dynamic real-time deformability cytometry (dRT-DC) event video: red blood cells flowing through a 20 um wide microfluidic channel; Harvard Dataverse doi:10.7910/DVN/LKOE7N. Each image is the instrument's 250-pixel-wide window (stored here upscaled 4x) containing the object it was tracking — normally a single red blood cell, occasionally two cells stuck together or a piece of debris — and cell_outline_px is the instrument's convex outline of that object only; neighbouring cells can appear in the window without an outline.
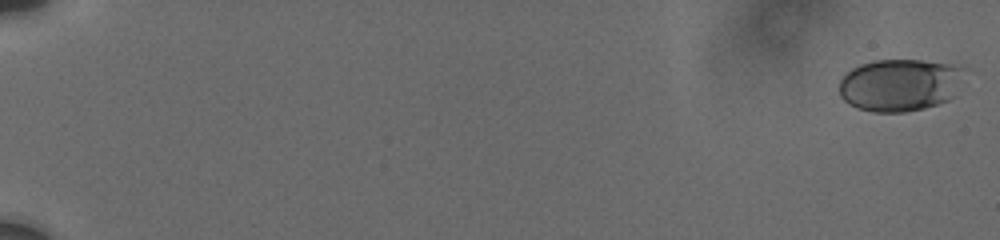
{"species": "human", "species_latin": "Homo sapiens", "temperature_condition": "cold", "stored_images_in_passage": 28, "camera_frame_rate_fps": 3000, "um_per_image_px": 0.085, "donor": {"sex": "male"}, "frame": {"image": 1, "passage_image": 1, "time_ms": 0.0, "image_size_px": [1000, 240], "cell_outline_px": [[960, 68], [952, 96], [948, 100], [924, 108], [904, 112], [872, 112], [856, 108], [848, 104], [840, 96], [840, 80], [852, 68], [860, 64], [872, 60], [920, 60], [948, 64]], "centroid_in_image_um": [76.35, 7.24], "position_along_channel_um": 8.7, "area_um2": 37.34}}
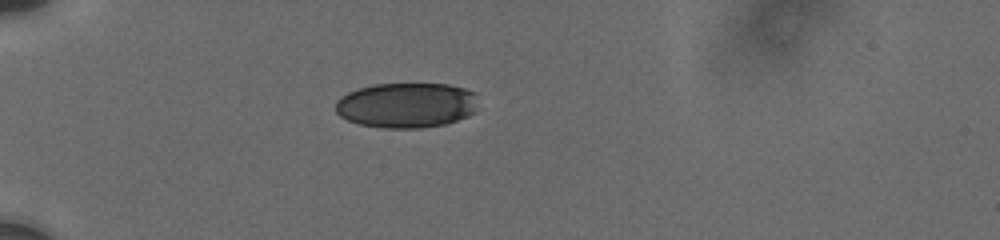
{"frame": {"image": 2, "passage_image": 18, "time_ms": 6.0, "image_size_px": [1000, 240], "cell_outline_px": [[476, 112], [468, 116], [444, 124], [420, 128], [384, 128], [360, 124], [348, 120], [340, 116], [336, 112], [336, 100], [340, 96], [348, 92], [372, 84], [448, 84], [464, 88], [476, 92]], "centroid_in_image_um": [34.56, 8.94], "position_along_channel_um": 50.4, "area_um2": 37.69}}
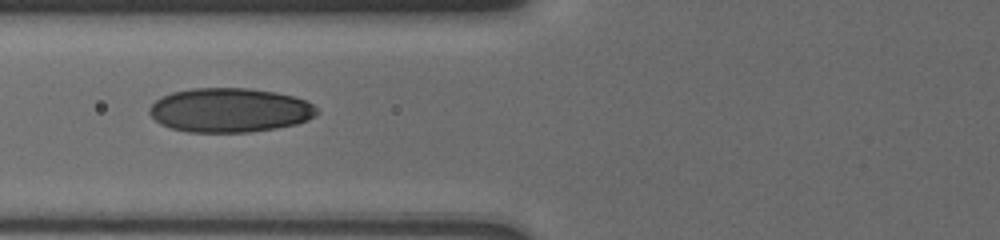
{"frame": {"image": 3, "passage_image": 27, "time_ms": 8.333, "image_size_px": [1000, 240], "cell_outline_px": [[320, 112], [316, 116], [308, 120], [296, 124], [276, 128], [248, 132], [188, 132], [172, 128], [160, 124], [148, 112], [148, 108], [156, 100], [172, 92], [192, 88], [248, 88], [276, 92], [292, 96], [304, 100], [312, 104]], "centroid_in_image_um": [19.54, 9.36], "position_along_channel_um": 106.3, "area_um2": 43.18}}